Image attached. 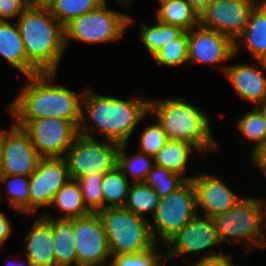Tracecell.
<instances>
[{
	"mask_svg": "<svg viewBox=\"0 0 266 266\" xmlns=\"http://www.w3.org/2000/svg\"><path fill=\"white\" fill-rule=\"evenodd\" d=\"M156 20L189 31L199 26V13L186 0H158Z\"/></svg>",
	"mask_w": 266,
	"mask_h": 266,
	"instance_id": "cell-24",
	"label": "cell"
},
{
	"mask_svg": "<svg viewBox=\"0 0 266 266\" xmlns=\"http://www.w3.org/2000/svg\"><path fill=\"white\" fill-rule=\"evenodd\" d=\"M108 142L79 134L64 156L70 178L77 180L93 173L105 174L117 166L120 144Z\"/></svg>",
	"mask_w": 266,
	"mask_h": 266,
	"instance_id": "cell-9",
	"label": "cell"
},
{
	"mask_svg": "<svg viewBox=\"0 0 266 266\" xmlns=\"http://www.w3.org/2000/svg\"><path fill=\"white\" fill-rule=\"evenodd\" d=\"M1 159H2V129H0V172H1Z\"/></svg>",
	"mask_w": 266,
	"mask_h": 266,
	"instance_id": "cell-47",
	"label": "cell"
},
{
	"mask_svg": "<svg viewBox=\"0 0 266 266\" xmlns=\"http://www.w3.org/2000/svg\"><path fill=\"white\" fill-rule=\"evenodd\" d=\"M14 124L29 135L42 158L64 157L79 136V128L73 122L61 118L15 120Z\"/></svg>",
	"mask_w": 266,
	"mask_h": 266,
	"instance_id": "cell-10",
	"label": "cell"
},
{
	"mask_svg": "<svg viewBox=\"0 0 266 266\" xmlns=\"http://www.w3.org/2000/svg\"><path fill=\"white\" fill-rule=\"evenodd\" d=\"M261 199L244 197L224 213L211 217L221 244L237 242L245 251L263 248L265 227Z\"/></svg>",
	"mask_w": 266,
	"mask_h": 266,
	"instance_id": "cell-5",
	"label": "cell"
},
{
	"mask_svg": "<svg viewBox=\"0 0 266 266\" xmlns=\"http://www.w3.org/2000/svg\"><path fill=\"white\" fill-rule=\"evenodd\" d=\"M168 140V136L156 120L155 124L144 127L138 152L154 157Z\"/></svg>",
	"mask_w": 266,
	"mask_h": 266,
	"instance_id": "cell-37",
	"label": "cell"
},
{
	"mask_svg": "<svg viewBox=\"0 0 266 266\" xmlns=\"http://www.w3.org/2000/svg\"><path fill=\"white\" fill-rule=\"evenodd\" d=\"M98 215L111 255L138 254L157 244L147 218L135 215L124 207L102 209Z\"/></svg>",
	"mask_w": 266,
	"mask_h": 266,
	"instance_id": "cell-7",
	"label": "cell"
},
{
	"mask_svg": "<svg viewBox=\"0 0 266 266\" xmlns=\"http://www.w3.org/2000/svg\"><path fill=\"white\" fill-rule=\"evenodd\" d=\"M51 207L63 213L57 218L75 219L89 215L77 180L70 179L55 195Z\"/></svg>",
	"mask_w": 266,
	"mask_h": 266,
	"instance_id": "cell-25",
	"label": "cell"
},
{
	"mask_svg": "<svg viewBox=\"0 0 266 266\" xmlns=\"http://www.w3.org/2000/svg\"><path fill=\"white\" fill-rule=\"evenodd\" d=\"M31 227L24 238L26 244L22 256L33 266H56L51 224L42 215H38Z\"/></svg>",
	"mask_w": 266,
	"mask_h": 266,
	"instance_id": "cell-19",
	"label": "cell"
},
{
	"mask_svg": "<svg viewBox=\"0 0 266 266\" xmlns=\"http://www.w3.org/2000/svg\"><path fill=\"white\" fill-rule=\"evenodd\" d=\"M250 160L259 169H266V136L263 141L251 152Z\"/></svg>",
	"mask_w": 266,
	"mask_h": 266,
	"instance_id": "cell-40",
	"label": "cell"
},
{
	"mask_svg": "<svg viewBox=\"0 0 266 266\" xmlns=\"http://www.w3.org/2000/svg\"><path fill=\"white\" fill-rule=\"evenodd\" d=\"M160 246V243H157L148 251L138 254L111 255L108 266H164L167 260L165 250L161 249H165V247H163L164 244ZM158 247L161 249H158Z\"/></svg>",
	"mask_w": 266,
	"mask_h": 266,
	"instance_id": "cell-33",
	"label": "cell"
},
{
	"mask_svg": "<svg viewBox=\"0 0 266 266\" xmlns=\"http://www.w3.org/2000/svg\"><path fill=\"white\" fill-rule=\"evenodd\" d=\"M106 0H55L51 14L65 27L75 18L97 9Z\"/></svg>",
	"mask_w": 266,
	"mask_h": 266,
	"instance_id": "cell-31",
	"label": "cell"
},
{
	"mask_svg": "<svg viewBox=\"0 0 266 266\" xmlns=\"http://www.w3.org/2000/svg\"><path fill=\"white\" fill-rule=\"evenodd\" d=\"M262 113H263V116L265 118V121H266V103H264L263 105H260V106H256Z\"/></svg>",
	"mask_w": 266,
	"mask_h": 266,
	"instance_id": "cell-46",
	"label": "cell"
},
{
	"mask_svg": "<svg viewBox=\"0 0 266 266\" xmlns=\"http://www.w3.org/2000/svg\"><path fill=\"white\" fill-rule=\"evenodd\" d=\"M74 246L77 265L108 266L106 258L111 257L103 223L98 213L74 219Z\"/></svg>",
	"mask_w": 266,
	"mask_h": 266,
	"instance_id": "cell-13",
	"label": "cell"
},
{
	"mask_svg": "<svg viewBox=\"0 0 266 266\" xmlns=\"http://www.w3.org/2000/svg\"><path fill=\"white\" fill-rule=\"evenodd\" d=\"M218 244L221 242L212 219L204 215L202 218L198 213L164 245L166 260L210 250Z\"/></svg>",
	"mask_w": 266,
	"mask_h": 266,
	"instance_id": "cell-15",
	"label": "cell"
},
{
	"mask_svg": "<svg viewBox=\"0 0 266 266\" xmlns=\"http://www.w3.org/2000/svg\"><path fill=\"white\" fill-rule=\"evenodd\" d=\"M25 259H21V261L16 262L15 264L11 265V266H33L32 263L26 258ZM8 265V266H10Z\"/></svg>",
	"mask_w": 266,
	"mask_h": 266,
	"instance_id": "cell-44",
	"label": "cell"
},
{
	"mask_svg": "<svg viewBox=\"0 0 266 266\" xmlns=\"http://www.w3.org/2000/svg\"><path fill=\"white\" fill-rule=\"evenodd\" d=\"M261 68L254 64H233L220 67V71L231 82L239 97L255 103V107L266 103V70L265 61H257ZM262 69V70H261Z\"/></svg>",
	"mask_w": 266,
	"mask_h": 266,
	"instance_id": "cell-18",
	"label": "cell"
},
{
	"mask_svg": "<svg viewBox=\"0 0 266 266\" xmlns=\"http://www.w3.org/2000/svg\"><path fill=\"white\" fill-rule=\"evenodd\" d=\"M186 181L187 180L182 175L173 173L164 167L154 165L149 171L144 183L155 189L162 198L169 193L174 192Z\"/></svg>",
	"mask_w": 266,
	"mask_h": 266,
	"instance_id": "cell-34",
	"label": "cell"
},
{
	"mask_svg": "<svg viewBox=\"0 0 266 266\" xmlns=\"http://www.w3.org/2000/svg\"><path fill=\"white\" fill-rule=\"evenodd\" d=\"M0 56L24 77L40 73L28 60L17 23L0 21Z\"/></svg>",
	"mask_w": 266,
	"mask_h": 266,
	"instance_id": "cell-20",
	"label": "cell"
},
{
	"mask_svg": "<svg viewBox=\"0 0 266 266\" xmlns=\"http://www.w3.org/2000/svg\"><path fill=\"white\" fill-rule=\"evenodd\" d=\"M41 158L29 135L21 127L12 123L9 130L2 129L0 175L30 176Z\"/></svg>",
	"mask_w": 266,
	"mask_h": 266,
	"instance_id": "cell-14",
	"label": "cell"
},
{
	"mask_svg": "<svg viewBox=\"0 0 266 266\" xmlns=\"http://www.w3.org/2000/svg\"><path fill=\"white\" fill-rule=\"evenodd\" d=\"M235 57V42L215 30L197 26L188 31V63L220 64Z\"/></svg>",
	"mask_w": 266,
	"mask_h": 266,
	"instance_id": "cell-16",
	"label": "cell"
},
{
	"mask_svg": "<svg viewBox=\"0 0 266 266\" xmlns=\"http://www.w3.org/2000/svg\"><path fill=\"white\" fill-rule=\"evenodd\" d=\"M26 0H0V21L9 22L26 10Z\"/></svg>",
	"mask_w": 266,
	"mask_h": 266,
	"instance_id": "cell-39",
	"label": "cell"
},
{
	"mask_svg": "<svg viewBox=\"0 0 266 266\" xmlns=\"http://www.w3.org/2000/svg\"><path fill=\"white\" fill-rule=\"evenodd\" d=\"M199 155L201 152L192 144L169 139L165 146L154 156V165L164 167L173 173L182 175L186 180H191L192 177L186 176L188 162L191 156Z\"/></svg>",
	"mask_w": 266,
	"mask_h": 266,
	"instance_id": "cell-23",
	"label": "cell"
},
{
	"mask_svg": "<svg viewBox=\"0 0 266 266\" xmlns=\"http://www.w3.org/2000/svg\"><path fill=\"white\" fill-rule=\"evenodd\" d=\"M70 179L64 157L41 158L30 175L29 216H35L39 208L51 207L56 193Z\"/></svg>",
	"mask_w": 266,
	"mask_h": 266,
	"instance_id": "cell-12",
	"label": "cell"
},
{
	"mask_svg": "<svg viewBox=\"0 0 266 266\" xmlns=\"http://www.w3.org/2000/svg\"><path fill=\"white\" fill-rule=\"evenodd\" d=\"M262 173L264 174V176L266 177V169H261Z\"/></svg>",
	"mask_w": 266,
	"mask_h": 266,
	"instance_id": "cell-49",
	"label": "cell"
},
{
	"mask_svg": "<svg viewBox=\"0 0 266 266\" xmlns=\"http://www.w3.org/2000/svg\"><path fill=\"white\" fill-rule=\"evenodd\" d=\"M206 255H201L199 259L197 258L196 262H193V265L190 264V261L188 260L187 265L188 266H234L233 258L229 254H222V251L220 253H211L206 252Z\"/></svg>",
	"mask_w": 266,
	"mask_h": 266,
	"instance_id": "cell-38",
	"label": "cell"
},
{
	"mask_svg": "<svg viewBox=\"0 0 266 266\" xmlns=\"http://www.w3.org/2000/svg\"><path fill=\"white\" fill-rule=\"evenodd\" d=\"M56 75L45 72L25 77L26 85L8 104L7 110L11 116L15 120L61 118L73 122L79 128L85 89L80 94L53 84Z\"/></svg>",
	"mask_w": 266,
	"mask_h": 266,
	"instance_id": "cell-2",
	"label": "cell"
},
{
	"mask_svg": "<svg viewBox=\"0 0 266 266\" xmlns=\"http://www.w3.org/2000/svg\"><path fill=\"white\" fill-rule=\"evenodd\" d=\"M27 60L40 72L57 73L66 51L64 26L50 10L26 9L18 18Z\"/></svg>",
	"mask_w": 266,
	"mask_h": 266,
	"instance_id": "cell-4",
	"label": "cell"
},
{
	"mask_svg": "<svg viewBox=\"0 0 266 266\" xmlns=\"http://www.w3.org/2000/svg\"><path fill=\"white\" fill-rule=\"evenodd\" d=\"M236 124L238 131H240L246 139L255 143L250 152H252L266 136L265 118L263 113L255 106L242 115Z\"/></svg>",
	"mask_w": 266,
	"mask_h": 266,
	"instance_id": "cell-35",
	"label": "cell"
},
{
	"mask_svg": "<svg viewBox=\"0 0 266 266\" xmlns=\"http://www.w3.org/2000/svg\"><path fill=\"white\" fill-rule=\"evenodd\" d=\"M104 174L93 173L77 179L86 208L91 213H98L103 209L102 180Z\"/></svg>",
	"mask_w": 266,
	"mask_h": 266,
	"instance_id": "cell-36",
	"label": "cell"
},
{
	"mask_svg": "<svg viewBox=\"0 0 266 266\" xmlns=\"http://www.w3.org/2000/svg\"><path fill=\"white\" fill-rule=\"evenodd\" d=\"M135 98L123 100L103 96L95 94L90 87H85L79 134L93 138L97 131L107 141L127 144L136 126L149 114L150 100L144 97Z\"/></svg>",
	"mask_w": 266,
	"mask_h": 266,
	"instance_id": "cell-1",
	"label": "cell"
},
{
	"mask_svg": "<svg viewBox=\"0 0 266 266\" xmlns=\"http://www.w3.org/2000/svg\"><path fill=\"white\" fill-rule=\"evenodd\" d=\"M150 113L155 116L169 139L192 144L201 152L202 160L205 159L204 154L219 148L206 112L184 98L169 97L159 101L150 99L149 115Z\"/></svg>",
	"mask_w": 266,
	"mask_h": 266,
	"instance_id": "cell-3",
	"label": "cell"
},
{
	"mask_svg": "<svg viewBox=\"0 0 266 266\" xmlns=\"http://www.w3.org/2000/svg\"><path fill=\"white\" fill-rule=\"evenodd\" d=\"M12 232V224L8 217L0 211V249L4 246L6 240Z\"/></svg>",
	"mask_w": 266,
	"mask_h": 266,
	"instance_id": "cell-41",
	"label": "cell"
},
{
	"mask_svg": "<svg viewBox=\"0 0 266 266\" xmlns=\"http://www.w3.org/2000/svg\"><path fill=\"white\" fill-rule=\"evenodd\" d=\"M265 227V239H264V244H263V247H266V226Z\"/></svg>",
	"mask_w": 266,
	"mask_h": 266,
	"instance_id": "cell-48",
	"label": "cell"
},
{
	"mask_svg": "<svg viewBox=\"0 0 266 266\" xmlns=\"http://www.w3.org/2000/svg\"><path fill=\"white\" fill-rule=\"evenodd\" d=\"M139 31V38L151 57L160 48L169 44L184 32L180 27L163 24L157 20L155 25L142 22Z\"/></svg>",
	"mask_w": 266,
	"mask_h": 266,
	"instance_id": "cell-27",
	"label": "cell"
},
{
	"mask_svg": "<svg viewBox=\"0 0 266 266\" xmlns=\"http://www.w3.org/2000/svg\"><path fill=\"white\" fill-rule=\"evenodd\" d=\"M127 144H120L117 153V167L127 177L133 178V183L145 182L149 171L154 166V157L137 152L136 155L128 157L126 152ZM127 154V155H126Z\"/></svg>",
	"mask_w": 266,
	"mask_h": 266,
	"instance_id": "cell-29",
	"label": "cell"
},
{
	"mask_svg": "<svg viewBox=\"0 0 266 266\" xmlns=\"http://www.w3.org/2000/svg\"><path fill=\"white\" fill-rule=\"evenodd\" d=\"M160 66L174 67L188 63V31L160 48L153 56Z\"/></svg>",
	"mask_w": 266,
	"mask_h": 266,
	"instance_id": "cell-32",
	"label": "cell"
},
{
	"mask_svg": "<svg viewBox=\"0 0 266 266\" xmlns=\"http://www.w3.org/2000/svg\"><path fill=\"white\" fill-rule=\"evenodd\" d=\"M128 180L117 166L104 174L101 185L103 209L125 206L131 186Z\"/></svg>",
	"mask_w": 266,
	"mask_h": 266,
	"instance_id": "cell-26",
	"label": "cell"
},
{
	"mask_svg": "<svg viewBox=\"0 0 266 266\" xmlns=\"http://www.w3.org/2000/svg\"><path fill=\"white\" fill-rule=\"evenodd\" d=\"M261 0H212L199 14V25L215 30L234 42L248 24L250 14Z\"/></svg>",
	"mask_w": 266,
	"mask_h": 266,
	"instance_id": "cell-11",
	"label": "cell"
},
{
	"mask_svg": "<svg viewBox=\"0 0 266 266\" xmlns=\"http://www.w3.org/2000/svg\"><path fill=\"white\" fill-rule=\"evenodd\" d=\"M7 182V203L22 214L29 215V183L30 176L0 175V183Z\"/></svg>",
	"mask_w": 266,
	"mask_h": 266,
	"instance_id": "cell-30",
	"label": "cell"
},
{
	"mask_svg": "<svg viewBox=\"0 0 266 266\" xmlns=\"http://www.w3.org/2000/svg\"><path fill=\"white\" fill-rule=\"evenodd\" d=\"M126 11L111 10L107 0L97 9L75 18L64 27L65 46L71 39L88 44H103L122 39L133 18L127 14L131 4L128 0H117ZM128 8V9H127Z\"/></svg>",
	"mask_w": 266,
	"mask_h": 266,
	"instance_id": "cell-6",
	"label": "cell"
},
{
	"mask_svg": "<svg viewBox=\"0 0 266 266\" xmlns=\"http://www.w3.org/2000/svg\"><path fill=\"white\" fill-rule=\"evenodd\" d=\"M266 200V198H265ZM261 204H262V210H263V223H264V226H266V201L264 202V200H262L261 198ZM265 208V209H264Z\"/></svg>",
	"mask_w": 266,
	"mask_h": 266,
	"instance_id": "cell-45",
	"label": "cell"
},
{
	"mask_svg": "<svg viewBox=\"0 0 266 266\" xmlns=\"http://www.w3.org/2000/svg\"><path fill=\"white\" fill-rule=\"evenodd\" d=\"M191 180L196 191L197 209L202 208V215L209 218L227 212L242 198L231 191L222 177L201 172Z\"/></svg>",
	"mask_w": 266,
	"mask_h": 266,
	"instance_id": "cell-17",
	"label": "cell"
},
{
	"mask_svg": "<svg viewBox=\"0 0 266 266\" xmlns=\"http://www.w3.org/2000/svg\"><path fill=\"white\" fill-rule=\"evenodd\" d=\"M55 0H26L27 9L50 10Z\"/></svg>",
	"mask_w": 266,
	"mask_h": 266,
	"instance_id": "cell-42",
	"label": "cell"
},
{
	"mask_svg": "<svg viewBox=\"0 0 266 266\" xmlns=\"http://www.w3.org/2000/svg\"><path fill=\"white\" fill-rule=\"evenodd\" d=\"M197 214L196 191L192 180H187L174 192L161 198L152 216L153 223L150 222L154 241L165 245Z\"/></svg>",
	"mask_w": 266,
	"mask_h": 266,
	"instance_id": "cell-8",
	"label": "cell"
},
{
	"mask_svg": "<svg viewBox=\"0 0 266 266\" xmlns=\"http://www.w3.org/2000/svg\"><path fill=\"white\" fill-rule=\"evenodd\" d=\"M199 14L210 4L212 0H186Z\"/></svg>",
	"mask_w": 266,
	"mask_h": 266,
	"instance_id": "cell-43",
	"label": "cell"
},
{
	"mask_svg": "<svg viewBox=\"0 0 266 266\" xmlns=\"http://www.w3.org/2000/svg\"><path fill=\"white\" fill-rule=\"evenodd\" d=\"M160 200L161 197L155 189L147 186L144 182L131 183L124 208L135 215L146 218L144 216L146 213L154 215Z\"/></svg>",
	"mask_w": 266,
	"mask_h": 266,
	"instance_id": "cell-28",
	"label": "cell"
},
{
	"mask_svg": "<svg viewBox=\"0 0 266 266\" xmlns=\"http://www.w3.org/2000/svg\"><path fill=\"white\" fill-rule=\"evenodd\" d=\"M239 40L254 60L266 62V0L252 10L248 24L235 41V56L239 53Z\"/></svg>",
	"mask_w": 266,
	"mask_h": 266,
	"instance_id": "cell-21",
	"label": "cell"
},
{
	"mask_svg": "<svg viewBox=\"0 0 266 266\" xmlns=\"http://www.w3.org/2000/svg\"><path fill=\"white\" fill-rule=\"evenodd\" d=\"M43 213L41 215L52 226L53 254L56 266H77V255L74 246V219L57 217L54 219L48 212Z\"/></svg>",
	"mask_w": 266,
	"mask_h": 266,
	"instance_id": "cell-22",
	"label": "cell"
}]
</instances>
